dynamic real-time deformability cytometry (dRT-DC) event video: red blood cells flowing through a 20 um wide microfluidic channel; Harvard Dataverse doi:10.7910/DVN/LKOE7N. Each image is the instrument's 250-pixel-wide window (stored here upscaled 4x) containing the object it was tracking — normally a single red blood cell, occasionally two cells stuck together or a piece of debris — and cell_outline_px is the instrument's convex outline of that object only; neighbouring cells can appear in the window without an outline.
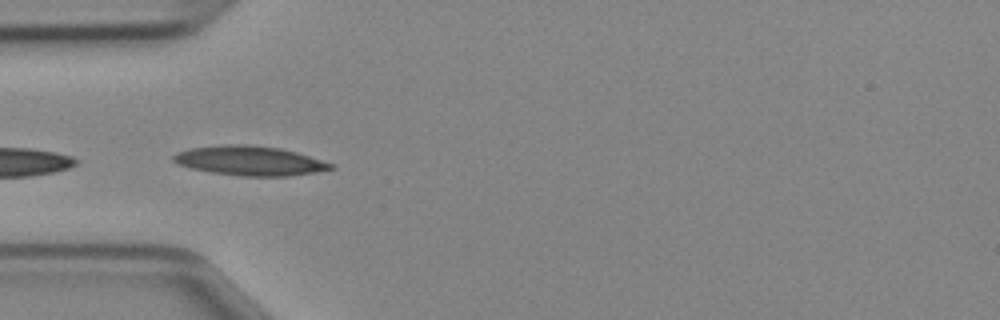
{"species": "Egyptian fruit bat (a non-hibernating species)", "species_latin": "Rousettus aegyptiacus", "temperature_condition": "cold", "stored_images_in_passage": 29, "camera_frame_rate_fps": 3000, "um_per_image_px": 0.085, "animal": {"sex": "female"}, "frame": {"image": 1, "passage_image": 5, "time_ms": 1.333, "image_size_px": [1000, 320], "cell_outline_px": [[336, 168], [316, 172], [288, 176], [240, 176], [212, 172], [192, 168], [176, 164], [172, 160], [172, 156], [176, 152], [188, 148], [224, 144], [248, 144], [280, 148], [296, 152], [336, 164]], "centroid_in_image_um": [21.23, 13.65], "position_along_channel_um": 63.8, "area_um2": 27.28}}